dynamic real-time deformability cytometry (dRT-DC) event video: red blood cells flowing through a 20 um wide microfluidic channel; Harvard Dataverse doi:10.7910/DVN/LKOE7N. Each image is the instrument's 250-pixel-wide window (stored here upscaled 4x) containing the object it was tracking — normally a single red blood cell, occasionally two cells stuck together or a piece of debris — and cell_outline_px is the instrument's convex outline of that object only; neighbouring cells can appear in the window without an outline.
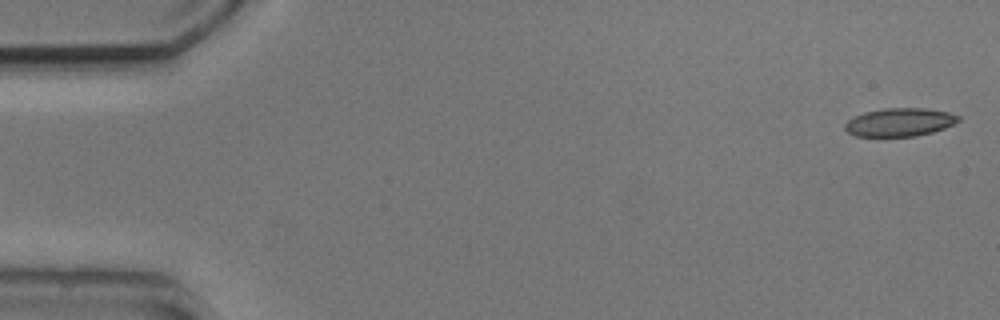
{"species": "common noctule bat (a hibernating species)", "species_latin": "Nyctalus noctula", "temperature_condition": "cold", "stored_images_in_passage": 3, "camera_frame_rate_fps": 3000, "um_per_image_px": 0.085, "animal": {"sex": "male", "body_mass_g": 20.5, "forearm_length_mm": 52.5}, "frame": {"image": 1, "passage_image": 1, "time_ms": 0.0, "image_size_px": [1000, 320], "cell_outline_px": [[960, 120], [944, 128], [932, 132], [916, 136], [856, 136], [848, 132], [844, 128], [844, 124], [848, 120], [864, 112], [884, 108], [924, 108], [948, 112], [960, 116]], "centroid_in_image_um": [76.47, 10.38], "position_along_channel_um": 8.5, "area_um2": 18.55}}